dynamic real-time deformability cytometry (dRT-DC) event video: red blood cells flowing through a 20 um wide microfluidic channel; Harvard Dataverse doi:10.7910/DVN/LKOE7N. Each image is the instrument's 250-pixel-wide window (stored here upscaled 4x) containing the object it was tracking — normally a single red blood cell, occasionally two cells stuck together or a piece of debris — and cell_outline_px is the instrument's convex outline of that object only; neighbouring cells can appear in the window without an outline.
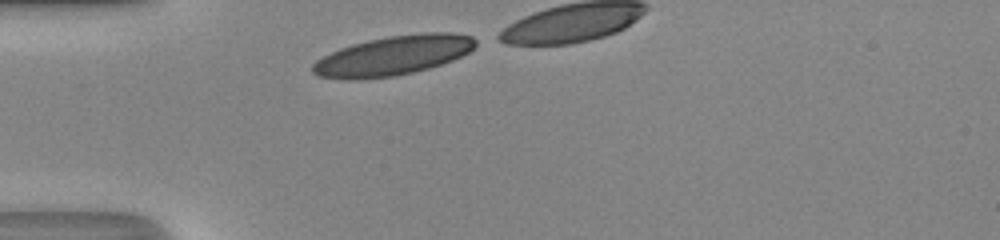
{"species": "human", "species_latin": "Homo sapiens", "temperature_condition": "room temperature", "stored_images_in_passage": 9, "camera_frame_rate_fps": 3000, "um_per_image_px": 0.085, "donor": {"sex": "male"}, "frame": {"image": 1, "passage_image": 1, "time_ms": 0.0, "image_size_px": [1000, 240], "cell_outline_px": [[476, 44], [468, 52], [452, 60], [428, 68], [412, 72], [392, 76], [356, 80], [348, 80], [320, 76], [312, 72], [312, 64], [316, 60], [340, 48], [352, 44], [368, 40], [388, 36], [420, 32], [452, 32], [472, 36], [476, 40]], "centroid_in_image_um": [33.41, 4.71], "position_along_channel_um": 51.6, "area_um2": 37.34}}
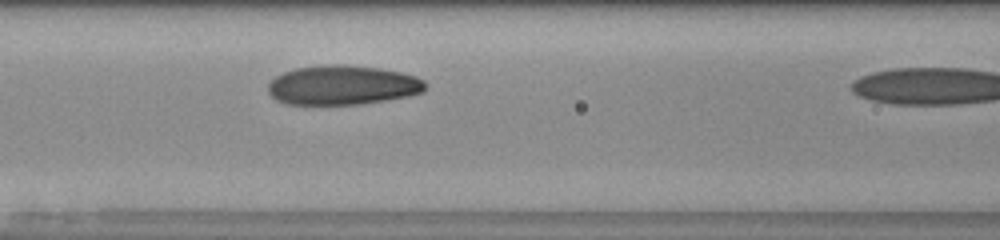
{"frame": {"image": 2, "passage_image": 8, "time_ms": 2.333, "image_size_px": [1000, 240], "cell_outline_px": [[428, 88], [424, 92], [408, 96], [388, 100], [360, 104], [288, 104], [276, 100], [268, 92], [268, 84], [276, 76], [284, 72], [296, 68], [328, 64], [340, 64], [380, 68], [400, 72], [416, 76], [424, 80], [428, 84]], "centroid_in_image_um": [29.16, 7.24], "position_along_channel_um": 137.4, "area_um2": 36.36}}